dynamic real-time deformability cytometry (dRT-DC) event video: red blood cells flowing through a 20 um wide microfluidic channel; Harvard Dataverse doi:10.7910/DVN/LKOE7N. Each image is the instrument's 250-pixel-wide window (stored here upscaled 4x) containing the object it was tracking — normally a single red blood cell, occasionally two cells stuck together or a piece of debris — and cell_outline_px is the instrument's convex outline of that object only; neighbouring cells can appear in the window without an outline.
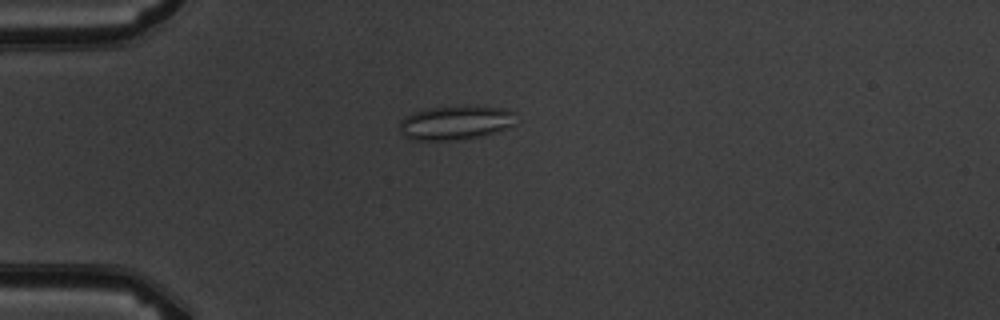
{"species": "common noctule bat (a hibernating species)", "species_latin": "Nyctalus noctula", "temperature_condition": "warm", "stored_images_in_passage": 2, "camera_frame_rate_fps": 3000, "um_per_image_px": 0.085, "animal": {"sex": "male", "body_mass_g": 19.5, "forearm_length_mm": 54.6}, "frame": {"image": 1, "passage_image": 1, "time_ms": 0.0, "image_size_px": [1000, 320], "cell_outline_px": [[516, 124], [508, 128], [484, 136], [464, 140], [412, 140], [404, 136], [400, 132], [400, 120], [404, 116], [428, 108], [460, 104], [468, 104], [508, 108], [516, 112]], "centroid_in_image_um": [38.8, 10.4], "position_along_channel_um": 46.2, "area_um2": 24.22}}
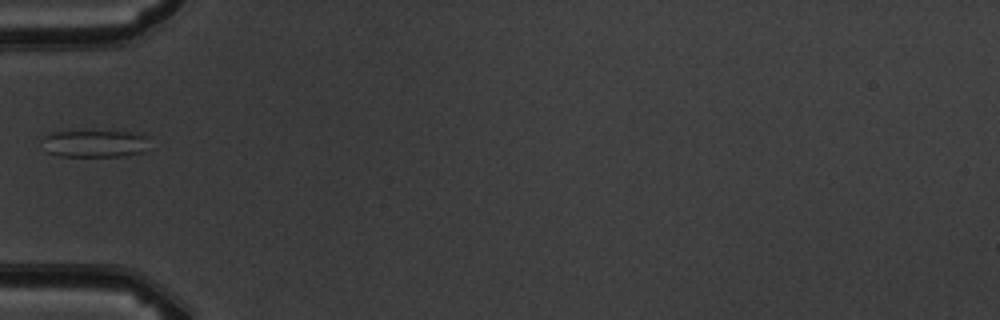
{"frame": {"image": 2, "passage_image": 2, "time_ms": 1.333, "image_size_px": [1000, 320], "cell_outline_px": [[148, 136], [144, 152], [124, 156], [60, 156], [48, 152], [40, 140], [44, 136], [52, 132], [136, 132]], "centroid_in_image_um": [8.05, 12.21], "position_along_channel_um": 77.0, "area_um2": 16.88}}